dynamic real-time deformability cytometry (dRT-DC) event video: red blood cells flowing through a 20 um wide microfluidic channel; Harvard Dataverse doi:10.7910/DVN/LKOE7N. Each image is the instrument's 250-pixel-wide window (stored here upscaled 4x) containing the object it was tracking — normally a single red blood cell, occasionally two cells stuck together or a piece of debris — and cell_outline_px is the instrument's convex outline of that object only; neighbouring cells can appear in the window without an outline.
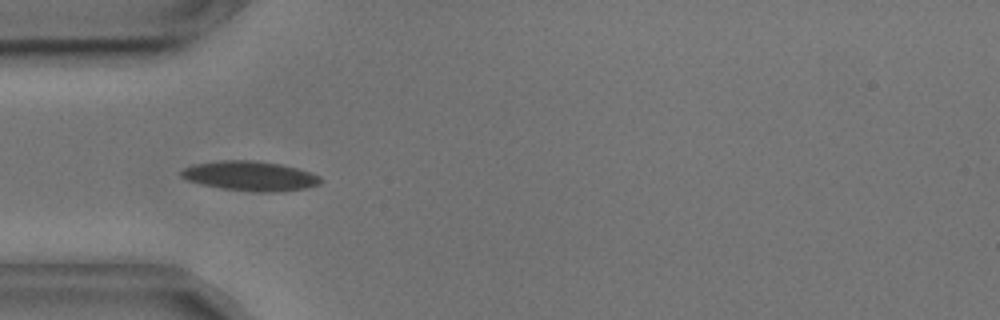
{"species": "common noctule bat (a hibernating species)", "species_latin": "Nyctalus noctula", "temperature_condition": "cold", "stored_images_in_passage": 49, "camera_frame_rate_fps": 3000, "um_per_image_px": 0.085, "animal": {"sex": "male", "body_mass_g": 17.9, "forearm_length_mm": 54.2}, "frame": {"image": 1, "passage_image": 10, "time_ms": 3.0, "image_size_px": [1000, 320], "cell_outline_px": [[324, 180], [320, 184], [308, 188], [284, 192], [256, 192], [220, 188], [200, 184], [188, 180], [180, 176], [180, 172], [184, 168], [192, 164], [220, 160], [256, 160], [280, 164], [296, 168], [320, 176]], "centroid_in_image_um": [21.28, 14.96], "position_along_channel_um": 63.7, "area_um2": 24.39}}
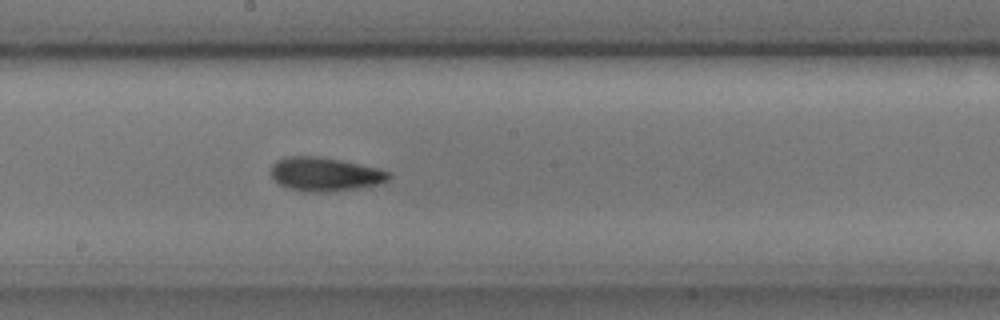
{"frame": {"image": 2, "passage_image": 23, "time_ms": 7.333, "image_size_px": [1000, 320], "cell_outline_px": [[392, 176], [388, 180], [380, 184], [332, 192], [308, 192], [288, 188], [272, 180], [272, 164], [276, 160], [288, 156], [316, 156], [340, 160], [376, 168], [392, 172]], "centroid_in_image_um": [27.62, 14.81], "position_along_channel_um": 220.6, "area_um2": 23.24}}
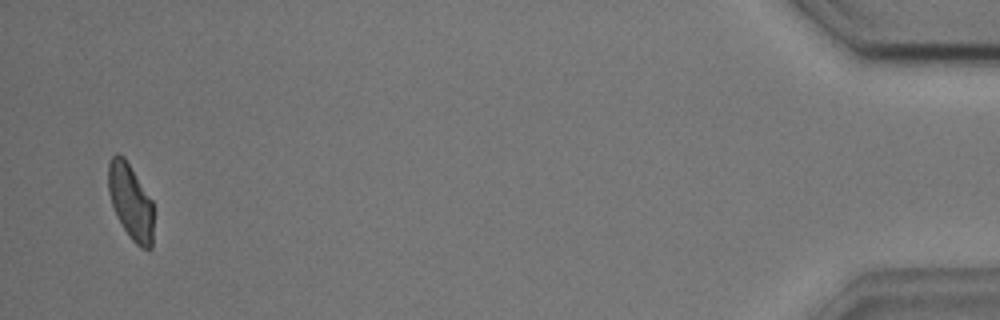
{"frame": {"image": 3, "passage_image": 47, "time_ms": 15.333, "image_size_px": [1000, 320], "cell_outline_px": [[152, 248], [148, 252], [140, 248], [132, 240], [116, 216], [108, 192], [108, 164], [112, 156], [116, 152], [124, 156], [152, 200]], "centroid_in_image_um": [11.09, 17.15], "position_along_channel_um": 424.1, "area_um2": 19.94}, "authors_computed_cell_mechanics": {"area_um2": 21.7906, "velocity_mm_per_s": 3.6231, "shape_relaxation_time_tau1_ms": 2.8036, "shape_relaxation_time_tau2_ms": 3.211, "deformation_change_tau1": 0.1114, "deformation_change_tau2": 0.0971}}